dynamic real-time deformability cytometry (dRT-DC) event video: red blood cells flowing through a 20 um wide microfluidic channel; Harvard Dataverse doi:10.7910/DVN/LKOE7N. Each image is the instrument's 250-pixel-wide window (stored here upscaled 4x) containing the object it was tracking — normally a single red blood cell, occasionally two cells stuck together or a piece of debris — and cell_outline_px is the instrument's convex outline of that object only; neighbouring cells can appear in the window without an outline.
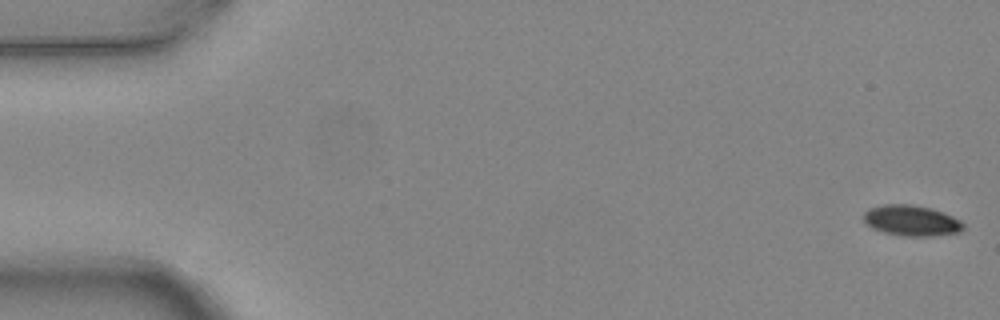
{"species": "common noctule bat (a hibernating species)", "species_latin": "Nyctalus noctula", "temperature_condition": "warm", "stored_images_in_passage": 5, "camera_frame_rate_fps": 3000, "um_per_image_px": 0.085, "animal": {"sex": "female", "body_mass_g": 24.6, "forearm_length_mm": 56.2}, "frame": {"image": 1, "passage_image": 1, "time_ms": 0.0, "image_size_px": [1000, 320], "cell_outline_px": [[964, 228], [960, 232], [932, 236], [904, 236], [884, 232], [872, 228], [864, 220], [864, 212], [868, 208], [884, 204], [912, 204], [932, 208], [944, 212], [960, 220], [964, 224]], "centroid_in_image_um": [77.49, 18.74], "position_along_channel_um": 7.5, "area_um2": 17.92}}
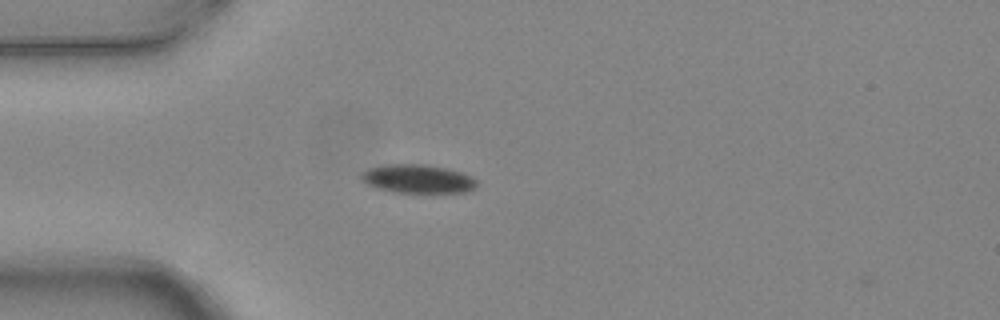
{"frame": {"image": 2, "passage_image": 5, "time_ms": 1.333, "image_size_px": [1000, 320], "cell_outline_px": [[476, 184], [472, 188], [464, 192], [396, 192], [376, 188], [360, 180], [360, 176], [368, 168], [384, 164], [428, 164], [448, 168], [460, 172], [476, 180]], "centroid_in_image_um": [35.45, 15.18], "position_along_channel_um": 49.6, "area_um2": 19.07}}